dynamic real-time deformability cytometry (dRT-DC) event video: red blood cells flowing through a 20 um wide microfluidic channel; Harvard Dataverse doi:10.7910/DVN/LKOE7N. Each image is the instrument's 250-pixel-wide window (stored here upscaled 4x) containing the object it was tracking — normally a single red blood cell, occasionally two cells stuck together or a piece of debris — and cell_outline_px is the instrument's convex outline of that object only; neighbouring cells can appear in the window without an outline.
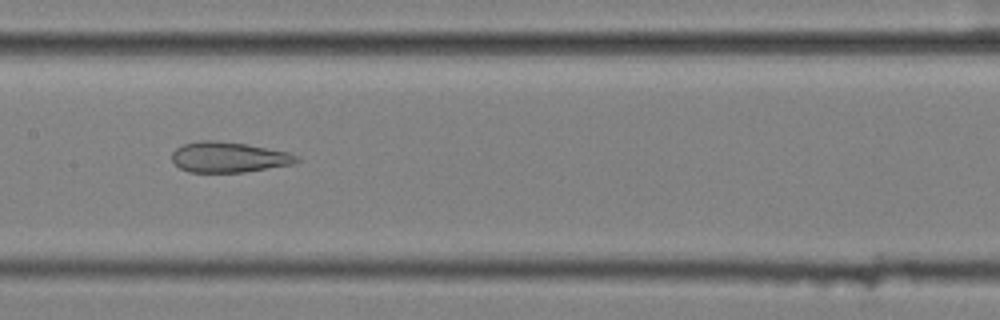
{"species": "common noctule bat (a hibernating species)", "species_latin": "Nyctalus noctula", "temperature_condition": "cold", "stored_images_in_passage": 9, "camera_frame_rate_fps": 3000, "um_per_image_px": 0.085, "animal": {"sex": "female", "body_mass_g": 25.1}, "frame": {"image": 1, "passage_image": 8, "time_ms": 2.333, "image_size_px": [1000, 320], "cell_outline_px": [[300, 160], [292, 164], [244, 172], [188, 172], [180, 168], [172, 160], [172, 152], [176, 148], [184, 144], [200, 140], [216, 140], [244, 144], [288, 152], [300, 156]], "centroid_in_image_um": [19.43, 13.36], "position_along_channel_um": 188.0, "area_um2": 22.02}}
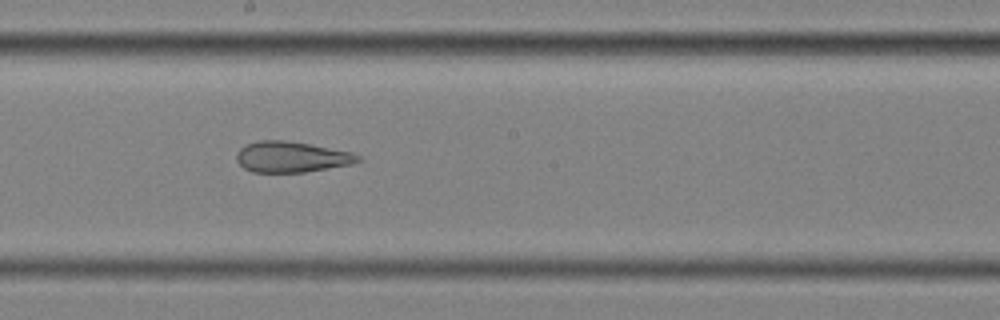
{"frame": {"image": 2, "passage_image": 9, "time_ms": 2.667, "image_size_px": [1000, 320], "cell_outline_px": [[364, 160], [352, 164], [304, 172], [252, 172], [244, 168], [236, 160], [236, 156], [240, 148], [244, 144], [260, 140], [284, 140], [308, 144], [352, 152], [360, 156]], "centroid_in_image_um": [24.77, 13.34], "position_along_channel_um": 223.4, "area_um2": 21.79}}